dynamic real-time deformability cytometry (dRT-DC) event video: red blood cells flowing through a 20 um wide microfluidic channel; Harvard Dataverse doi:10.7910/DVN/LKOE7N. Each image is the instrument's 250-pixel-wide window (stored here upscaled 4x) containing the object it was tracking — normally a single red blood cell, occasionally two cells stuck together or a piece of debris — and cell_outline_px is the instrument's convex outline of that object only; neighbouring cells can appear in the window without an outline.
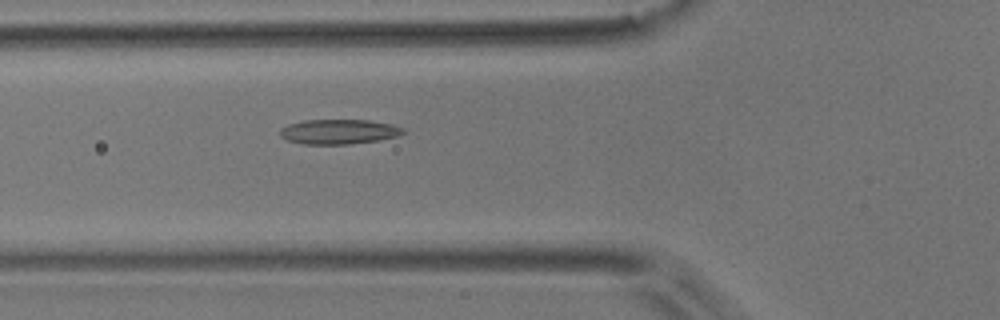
{"species": "common noctule bat (a hibernating species)", "species_latin": "Nyctalus noctula", "temperature_condition": "room temperature", "stored_images_in_passage": 15, "camera_frame_rate_fps": 3000, "um_per_image_px": 0.085, "animal": {"sex": "male", "body_mass_g": 17.9}, "frame": {"image": 1, "passage_image": 12, "time_ms": 3.667, "image_size_px": [1000, 320], "cell_outline_px": [[404, 132], [396, 136], [380, 140], [348, 144], [304, 144], [288, 140], [280, 136], [280, 128], [288, 124], [304, 120], [368, 120], [392, 124], [404, 128]], "centroid_in_image_um": [28.78, 11.19], "position_along_channel_um": 97.0, "area_um2": 17.74}}
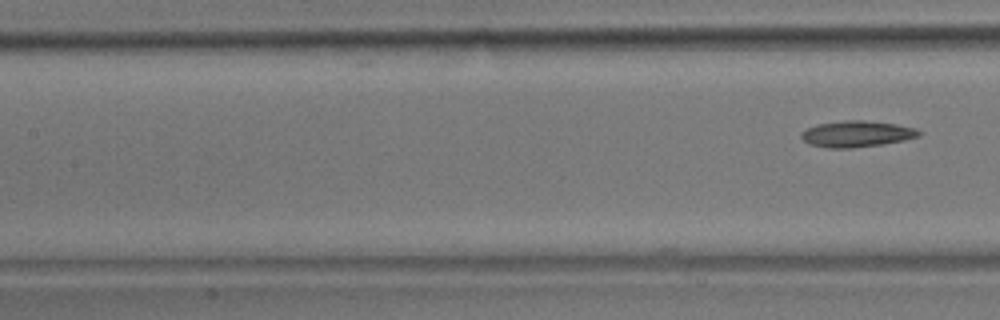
{"frame": {"image": 2, "passage_image": 15, "time_ms": 4.667, "image_size_px": [1000, 320], "cell_outline_px": [[920, 136], [904, 140], [880, 144], [852, 148], [828, 148], [808, 144], [800, 136], [800, 132], [816, 124], [844, 120], [864, 120], [896, 124], [916, 128], [920, 132]], "centroid_in_image_um": [72.79, 11.38], "position_along_channel_um": 134.6, "area_um2": 17.98}}